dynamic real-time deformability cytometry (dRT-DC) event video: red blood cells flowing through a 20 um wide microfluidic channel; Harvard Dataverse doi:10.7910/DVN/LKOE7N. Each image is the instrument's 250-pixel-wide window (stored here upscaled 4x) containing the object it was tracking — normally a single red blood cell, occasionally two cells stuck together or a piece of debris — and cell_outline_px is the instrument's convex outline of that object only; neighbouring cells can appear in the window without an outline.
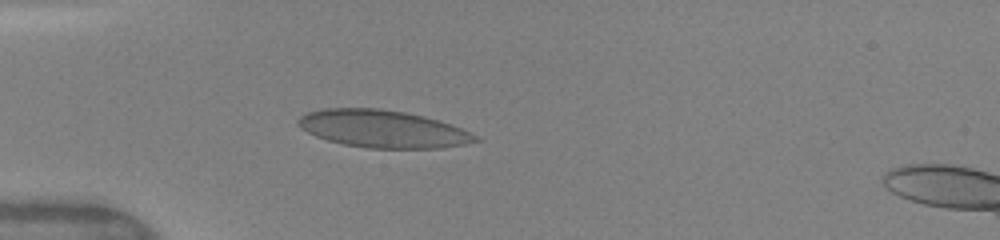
{"species": "human", "species_latin": "Homo sapiens", "temperature_condition": "warm", "stored_images_in_passage": 10, "camera_frame_rate_fps": 3000, "um_per_image_px": 0.085, "donor": {"sex": "female"}, "frame": {"image": 1, "passage_image": 1, "time_ms": 0.0, "image_size_px": [1000, 240], "cell_outline_px": [[484, 140], [464, 144], [440, 148], [368, 148], [344, 144], [328, 140], [316, 136], [300, 128], [296, 124], [296, 120], [300, 116], [308, 112], [320, 108], [380, 108], [404, 112], [424, 116], [460, 128]], "centroid_in_image_um": [32.49, 10.95], "position_along_channel_um": 52.5, "area_um2": 38.55}}